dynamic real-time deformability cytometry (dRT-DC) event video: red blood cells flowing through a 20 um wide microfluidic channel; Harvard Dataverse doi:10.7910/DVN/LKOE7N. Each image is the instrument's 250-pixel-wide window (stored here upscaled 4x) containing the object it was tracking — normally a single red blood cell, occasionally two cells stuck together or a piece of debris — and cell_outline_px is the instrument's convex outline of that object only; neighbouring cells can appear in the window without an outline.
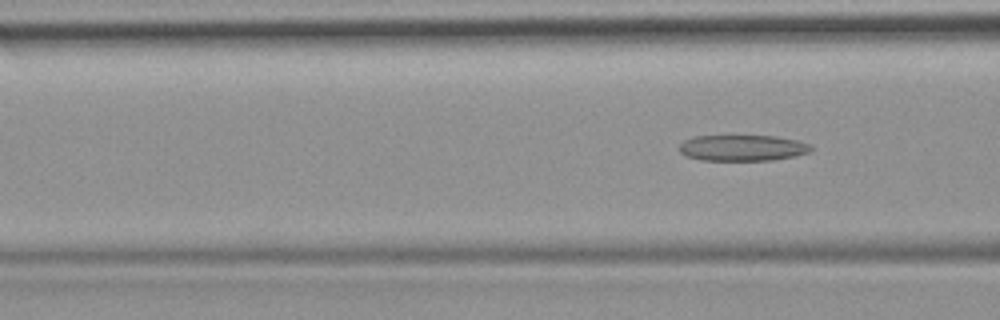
{"species": "common noctule bat (a hibernating species)", "species_latin": "Nyctalus noctula", "temperature_condition": "room temperature", "stored_images_in_passage": 6, "camera_frame_rate_fps": 3000, "um_per_image_px": 0.085, "animal": {"sex": "female", "body_mass_g": 19.9}, "frame": {"image": 1, "passage_image": 6, "time_ms": 5.667, "image_size_px": [1000, 320], "cell_outline_px": [[812, 148], [808, 152], [796, 156], [772, 160], [700, 160], [688, 156], [680, 152], [680, 144], [684, 140], [692, 136], [776, 136], [796, 140], [808, 144]], "centroid_in_image_um": [63.09, 12.57], "position_along_channel_um": 103.5, "area_um2": 19.83}}